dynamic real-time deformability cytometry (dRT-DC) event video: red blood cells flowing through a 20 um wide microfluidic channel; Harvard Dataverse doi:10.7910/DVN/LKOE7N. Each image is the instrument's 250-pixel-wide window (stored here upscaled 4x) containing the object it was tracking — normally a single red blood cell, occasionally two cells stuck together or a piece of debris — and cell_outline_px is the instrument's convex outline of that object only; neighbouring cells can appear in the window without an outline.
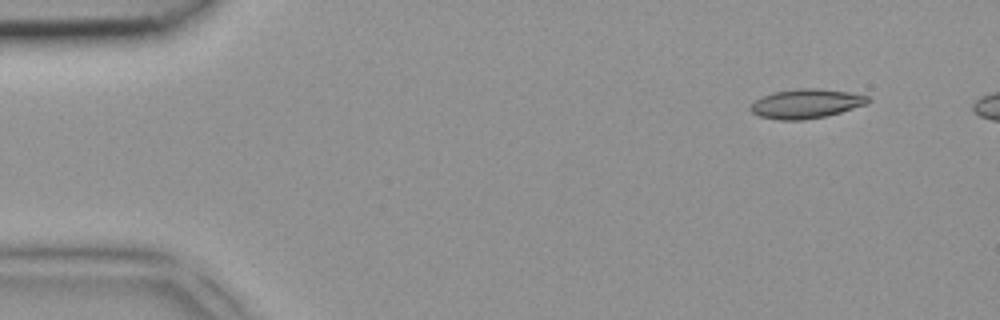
{"species": "common noctule bat (a hibernating species)", "species_latin": "Nyctalus noctula", "temperature_condition": "room temperature", "stored_images_in_passage": 5, "camera_frame_rate_fps": 3000, "um_per_image_px": 0.085, "animal": {"sex": "female", "body_mass_g": 18.4}, "frame": {"image": 1, "passage_image": 1, "time_ms": 0.0, "image_size_px": [1000, 320], "cell_outline_px": [[872, 100], [868, 104], [840, 112], [824, 116], [804, 120], [780, 120], [760, 116], [752, 112], [748, 108], [756, 100], [772, 92], [800, 88], [820, 88], [848, 92], [868, 96]], "centroid_in_image_um": [68.54, 8.81], "position_along_channel_um": 16.5, "area_um2": 20.0}}